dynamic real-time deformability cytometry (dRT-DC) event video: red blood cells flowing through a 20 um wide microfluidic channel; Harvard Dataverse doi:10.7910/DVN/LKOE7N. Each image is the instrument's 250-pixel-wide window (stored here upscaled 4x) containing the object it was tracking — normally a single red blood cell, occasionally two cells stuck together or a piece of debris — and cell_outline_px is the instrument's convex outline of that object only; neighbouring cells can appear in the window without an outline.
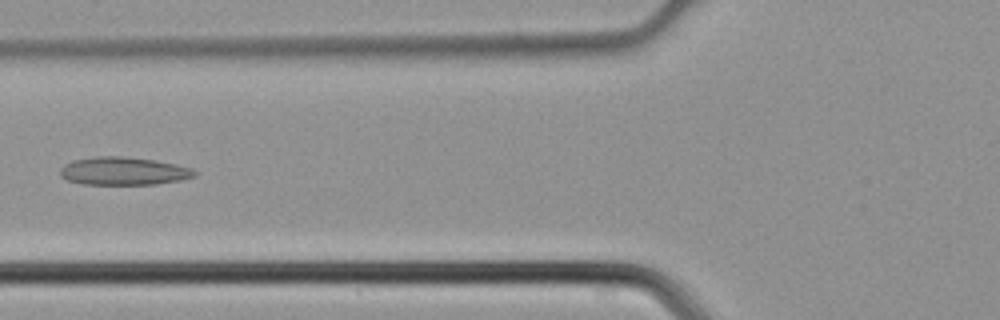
{"species": "common noctule bat (a hibernating species)", "species_latin": "Nyctalus noctula", "temperature_condition": "cold", "stored_images_in_passage": 45, "camera_frame_rate_fps": 3000, "um_per_image_px": 0.085, "animal": {"sex": "male", "body_mass_g": 21.5, "forearm_length_mm": 52.0}, "frame": {"image": 1, "passage_image": 18, "time_ms": 5.667, "image_size_px": [1000, 320], "cell_outline_px": [[200, 172], [196, 176], [180, 180], [156, 184], [84, 184], [68, 180], [60, 176], [60, 168], [64, 164], [72, 160], [96, 156], [120, 156], [152, 160], [192, 168]], "centroid_in_image_um": [10.49, 14.54], "position_along_channel_um": 115.3, "area_um2": 21.85}}
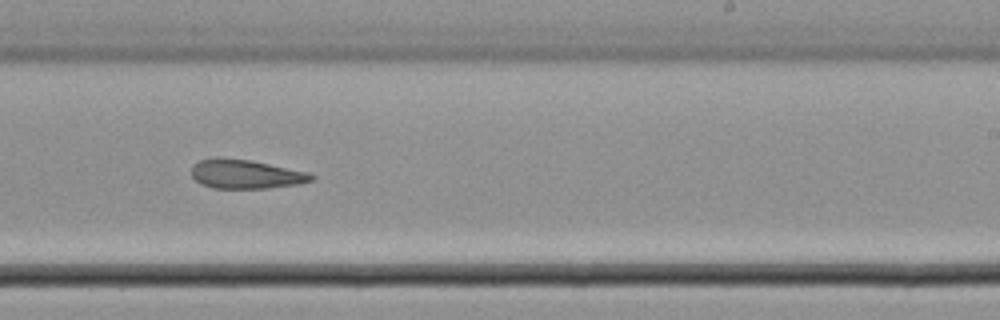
{"frame": {"image": 2, "passage_image": 28, "time_ms": 9.0, "image_size_px": [1000, 320], "cell_outline_px": [[316, 176], [312, 180], [300, 184], [264, 188], [212, 188], [196, 180], [192, 176], [192, 168], [200, 160], [212, 156], [220, 156], [252, 160], [308, 172]], "centroid_in_image_um": [20.89, 14.78], "position_along_channel_um": 268.1, "area_um2": 20.4}}
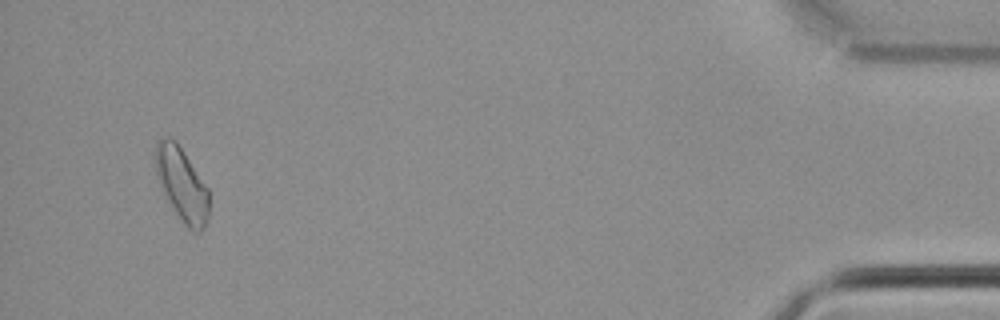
{"frame": {"image": 3, "passage_image": 43, "time_ms": 14.0, "image_size_px": [1000, 320], "cell_outline_px": [[208, 220], [204, 228], [200, 232], [192, 232], [184, 224], [176, 212], [164, 192], [160, 184], [152, 164], [152, 156], [156, 144], [160, 136], [176, 140], [208, 188]], "centroid_in_image_um": [15.42, 15.62], "position_along_channel_um": 419.8, "area_um2": 23.06}}